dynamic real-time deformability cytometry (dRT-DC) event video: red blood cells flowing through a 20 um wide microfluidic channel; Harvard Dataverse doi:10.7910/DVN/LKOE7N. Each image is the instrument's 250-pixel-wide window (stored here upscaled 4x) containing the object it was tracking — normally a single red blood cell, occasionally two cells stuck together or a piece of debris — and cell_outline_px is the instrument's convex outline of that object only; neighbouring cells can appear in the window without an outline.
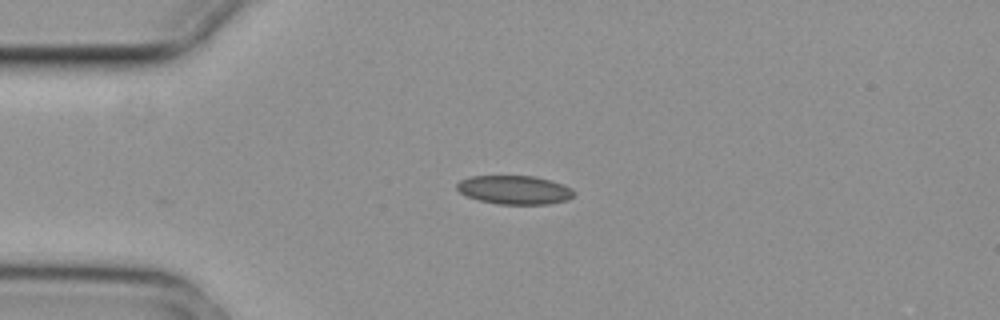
{"species": "common noctule bat (a hibernating species)", "species_latin": "Nyctalus noctula", "temperature_condition": "cold", "stored_images_in_passage": 3, "camera_frame_rate_fps": 3000, "um_per_image_px": 0.085, "animal": {"sex": "female", "body_mass_g": 29.2, "forearm_length_mm": 56.3}, "frame": {"image": 1, "passage_image": 1, "time_ms": 0.0, "image_size_px": [1000, 320], "cell_outline_px": [[572, 196], [568, 200], [548, 204], [496, 204], [480, 200], [468, 196], [460, 192], [456, 188], [456, 184], [460, 180], [468, 176], [536, 176], [552, 180], [564, 184], [572, 188]], "centroid_in_image_um": [43.73, 16.13], "position_along_channel_um": 41.3, "area_um2": 19.65}}
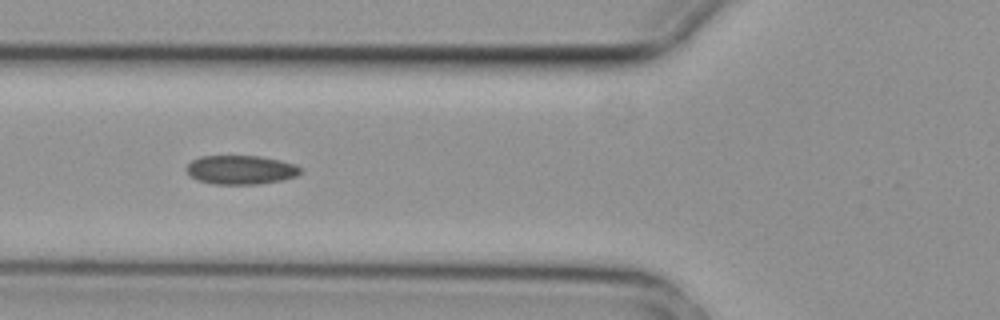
{"frame": {"image": 2, "passage_image": 3, "time_ms": 0.667, "image_size_px": [1000, 320], "cell_outline_px": [[304, 168], [296, 176], [280, 180], [260, 184], [212, 184], [196, 180], [188, 176], [184, 168], [192, 160], [200, 156], [260, 156], [280, 160], [296, 164]], "centroid_in_image_um": [20.43, 14.43], "position_along_channel_um": 105.4, "area_um2": 19.54}}